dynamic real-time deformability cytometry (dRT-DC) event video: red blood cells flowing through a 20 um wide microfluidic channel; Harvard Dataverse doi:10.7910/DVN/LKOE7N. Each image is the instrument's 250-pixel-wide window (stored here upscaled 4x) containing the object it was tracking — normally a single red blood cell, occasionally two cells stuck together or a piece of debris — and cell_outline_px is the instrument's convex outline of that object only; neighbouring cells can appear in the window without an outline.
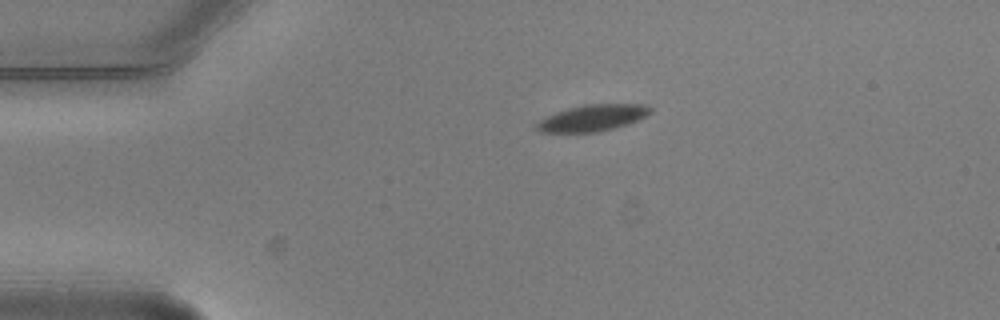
{"species": "common noctule bat (a hibernating species)", "species_latin": "Nyctalus noctula", "temperature_condition": "warm", "stored_images_in_passage": 4, "camera_frame_rate_fps": 3000, "um_per_image_px": 0.085, "animal": {"sex": "male", "body_mass_g": 20.5, "forearm_length_mm": 52.5}, "frame": {"image": 1, "passage_image": 1, "time_ms": 0.0, "image_size_px": [1000, 320], "cell_outline_px": [[652, 112], [636, 120], [612, 128], [596, 132], [544, 132], [536, 128], [536, 124], [540, 120], [556, 112], [568, 108], [584, 104], [644, 104], [652, 108]], "centroid_in_image_um": [50.37, 10.0], "position_along_channel_um": 34.6, "area_um2": 17.11}}
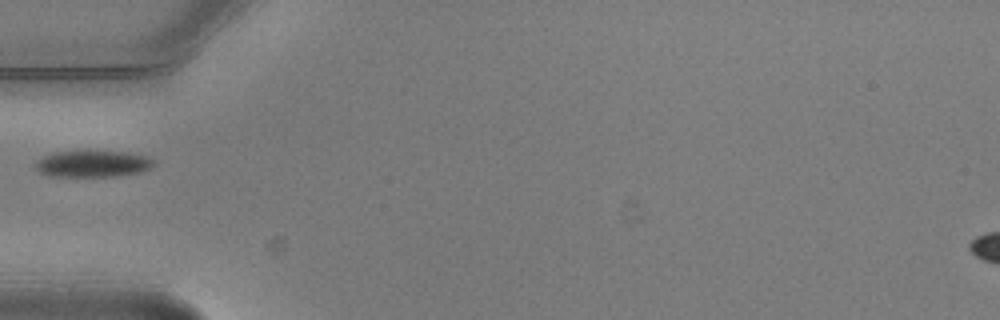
{"frame": {"image": 2, "passage_image": 3, "time_ms": 0.667, "image_size_px": [1000, 320], "cell_outline_px": [[152, 164], [148, 168], [136, 172], [112, 176], [48, 176], [40, 172], [36, 168], [36, 160], [44, 156], [56, 152], [128, 152], [144, 156], [152, 160]], "centroid_in_image_um": [7.8, 13.93], "position_along_channel_um": 77.2, "area_um2": 17.57}}
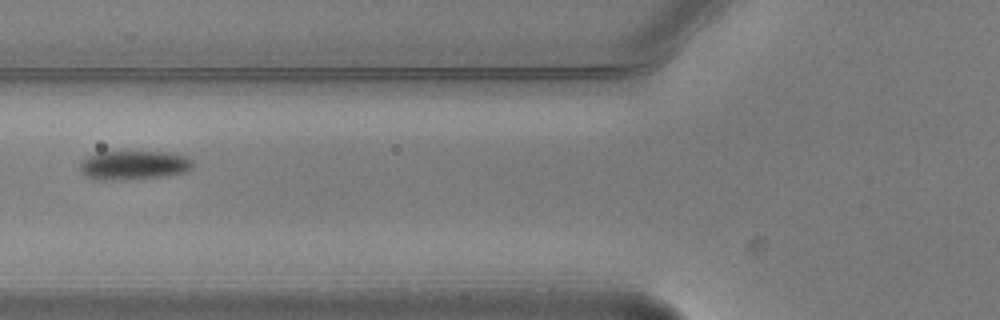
{"frame": {"image": 3, "passage_image": 4, "time_ms": 1.0, "image_size_px": [1000, 320], "cell_outline_px": [[192, 168], [184, 172], [160, 176], [120, 180], [96, 180], [80, 172], [80, 164], [88, 156], [100, 152], [164, 152], [184, 156], [192, 160]], "centroid_in_image_um": [11.33, 14.04], "position_along_channel_um": 114.5, "area_um2": 18.73}}